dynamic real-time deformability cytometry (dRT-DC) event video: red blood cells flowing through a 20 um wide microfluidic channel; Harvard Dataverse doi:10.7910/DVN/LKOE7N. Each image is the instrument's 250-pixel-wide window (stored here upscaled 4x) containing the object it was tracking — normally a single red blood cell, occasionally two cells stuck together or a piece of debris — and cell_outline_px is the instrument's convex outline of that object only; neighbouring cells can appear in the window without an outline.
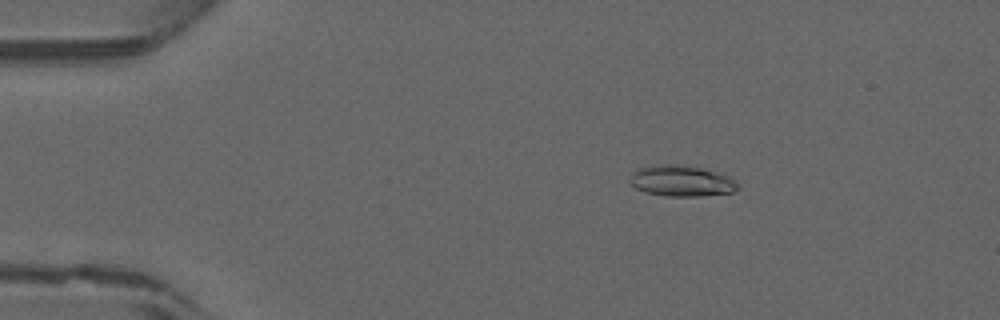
{"species": "common noctule bat (a hibernating species)", "species_latin": "Nyctalus noctula", "temperature_condition": "warm", "stored_images_in_passage": 46, "camera_frame_rate_fps": 3000, "um_per_image_px": 0.085, "animal": {"sex": "male", "forearm_length_mm": 52.5}, "frame": {"image": 1, "passage_image": 8, "time_ms": 2.333, "image_size_px": [1000, 320], "cell_outline_px": [[740, 188], [736, 192], [700, 196], [668, 196], [644, 192], [628, 184], [628, 180], [640, 168], [656, 164], [684, 164], [716, 172], [728, 176]], "centroid_in_image_um": [57.91, 15.38], "position_along_channel_um": 27.1, "area_um2": 19.48}}
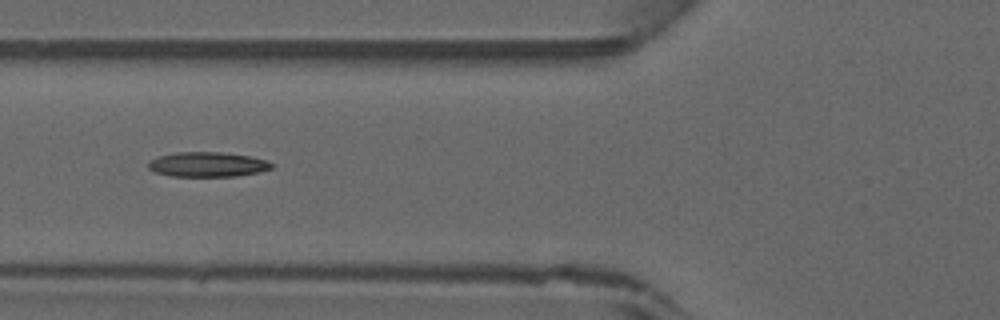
{"frame": {"image": 2, "passage_image": 18, "time_ms": 5.667, "image_size_px": [1000, 320], "cell_outline_px": [[272, 168], [260, 172], [236, 176], [172, 176], [156, 172], [148, 168], [148, 164], [152, 160], [160, 156], [176, 152], [220, 152], [252, 156], [268, 160], [272, 164]], "centroid_in_image_um": [17.69, 13.97], "position_along_channel_um": 108.1, "area_um2": 17.74}}
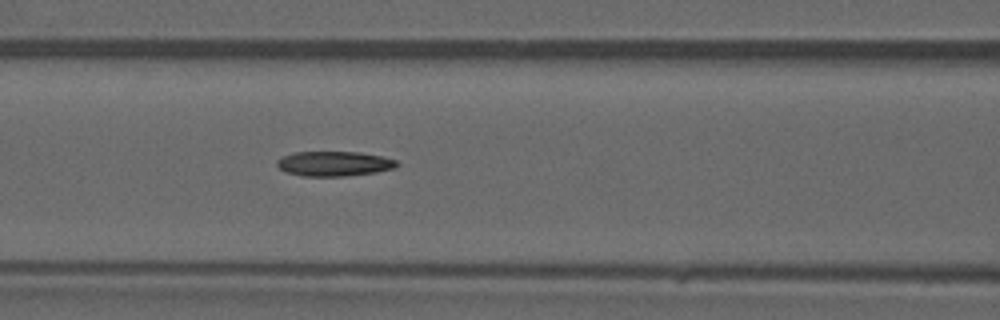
{"frame": {"image": 3, "passage_image": 20, "time_ms": 6.333, "image_size_px": [1000, 320], "cell_outline_px": [[400, 164], [392, 168], [376, 172], [344, 176], [304, 176], [288, 172], [280, 168], [276, 164], [276, 160], [280, 156], [292, 152], [360, 152], [380, 156], [396, 160]], "centroid_in_image_um": [28.36, 13.9], "position_along_channel_um": 138.2, "area_um2": 17.28}}